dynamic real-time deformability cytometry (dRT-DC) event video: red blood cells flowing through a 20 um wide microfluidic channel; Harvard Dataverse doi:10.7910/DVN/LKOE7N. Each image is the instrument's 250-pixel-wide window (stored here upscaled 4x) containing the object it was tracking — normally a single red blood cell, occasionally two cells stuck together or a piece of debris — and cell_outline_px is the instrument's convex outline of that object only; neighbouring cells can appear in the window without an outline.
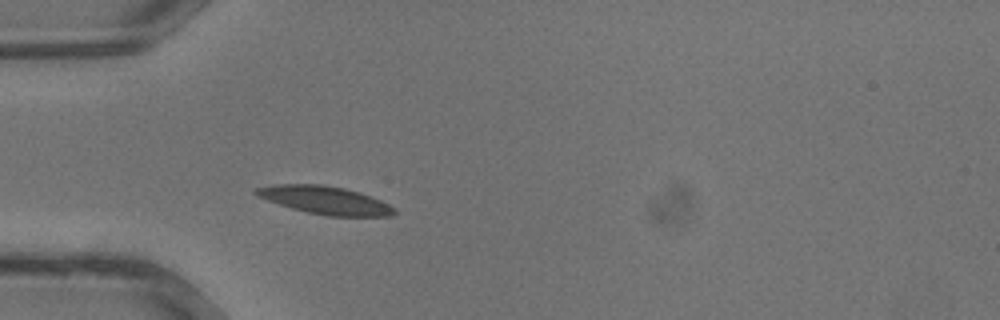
{"species": "common noctule bat (a hibernating species)", "species_latin": "Nyctalus noctula", "temperature_condition": "warm", "stored_images_in_passage": 27, "camera_frame_rate_fps": 3000, "um_per_image_px": 0.085, "animal": {"sex": "male", "body_mass_g": 13.3}, "frame": {"image": 1, "passage_image": 4, "time_ms": 1.0, "image_size_px": [1000, 320], "cell_outline_px": [[396, 212], [392, 216], [328, 216], [308, 212], [292, 208], [256, 196], [252, 192], [256, 188], [272, 184], [320, 184], [344, 188], [360, 192], [380, 200], [396, 208]], "centroid_in_image_um": [27.63, 17.01], "position_along_channel_um": 57.4, "area_um2": 22.48}}
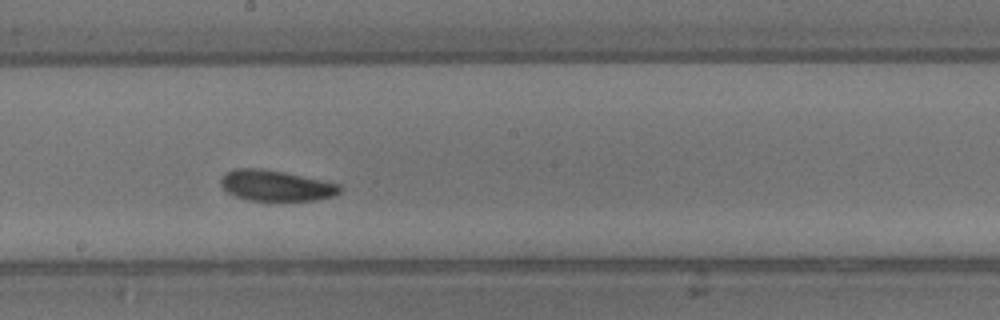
{"frame": {"image": 2, "passage_image": 13, "time_ms": 4.0, "image_size_px": [1000, 320], "cell_outline_px": [[344, 188], [340, 192], [332, 196], [316, 200], [248, 200], [236, 196], [228, 192], [220, 184], [220, 180], [224, 172], [236, 168], [260, 168], [284, 172], [340, 184]], "centroid_in_image_um": [23.45, 15.76], "position_along_channel_um": 224.8, "area_um2": 21.27}}
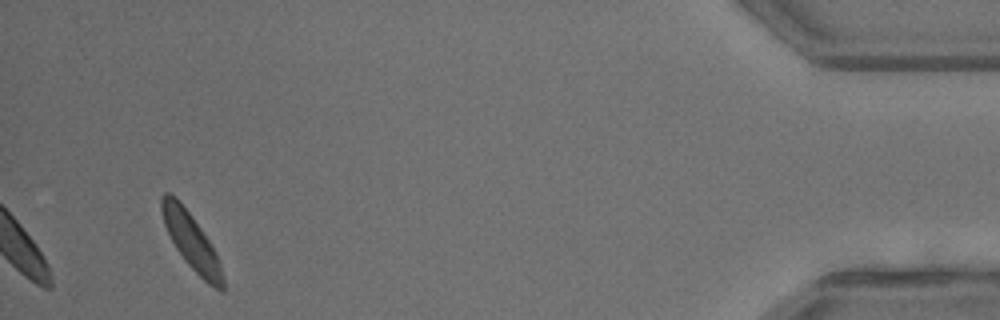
{"frame": {"image": 3, "passage_image": 27, "time_ms": 8.667, "image_size_px": [1000, 320], "cell_outline_px": [[224, 292], [220, 292], [208, 284], [188, 264], [176, 248], [164, 224], [160, 208], [160, 196], [164, 192], [172, 192], [176, 196], [192, 216], [212, 244], [216, 252], [224, 280]], "centroid_in_image_um": [16.25, 20.48], "position_along_channel_um": 418.9, "area_um2": 20.0}}